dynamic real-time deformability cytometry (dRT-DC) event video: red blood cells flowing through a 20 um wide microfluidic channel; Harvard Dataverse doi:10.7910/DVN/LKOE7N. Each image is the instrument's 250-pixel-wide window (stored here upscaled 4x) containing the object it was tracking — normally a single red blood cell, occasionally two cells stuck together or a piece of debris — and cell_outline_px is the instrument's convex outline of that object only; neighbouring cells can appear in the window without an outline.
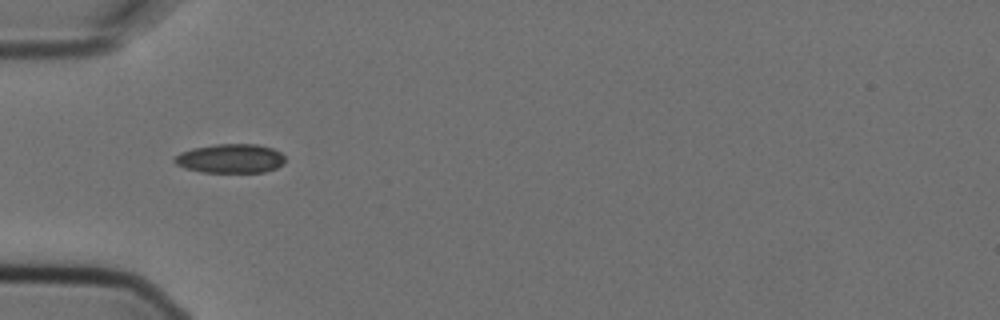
{"species": "Egyptian fruit bat (a non-hibernating species)", "species_latin": "Rousettus aegyptiacus", "temperature_condition": "cold", "stored_images_in_passage": 9, "camera_frame_rate_fps": 3000, "um_per_image_px": 0.085, "animal": {"sex": "female"}, "frame": {"image": 1, "passage_image": 3, "time_ms": 0.667, "image_size_px": [1000, 320], "cell_outline_px": [[284, 164], [276, 168], [264, 172], [204, 172], [184, 168], [176, 164], [172, 160], [180, 152], [192, 148], [216, 144], [256, 144], [272, 148], [280, 152], [284, 156]], "centroid_in_image_um": [19.58, 13.47], "position_along_channel_um": 65.4, "area_um2": 18.79}}
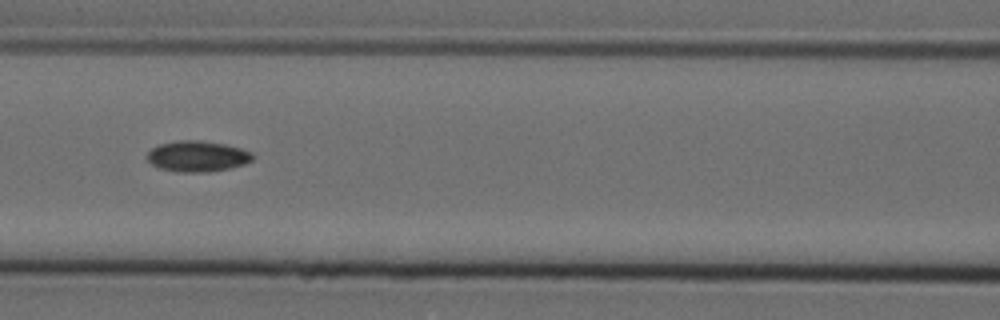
{"frame": {"image": 2, "passage_image": 5, "time_ms": 1.333, "image_size_px": [1000, 320], "cell_outline_px": [[256, 156], [252, 160], [244, 164], [228, 168], [208, 172], [176, 172], [160, 168], [152, 164], [148, 160], [148, 152], [152, 148], [160, 144], [180, 140], [200, 140], [224, 144], [240, 148], [252, 152]], "centroid_in_image_um": [16.8, 13.28], "position_along_channel_um": 149.8, "area_um2": 18.9}}
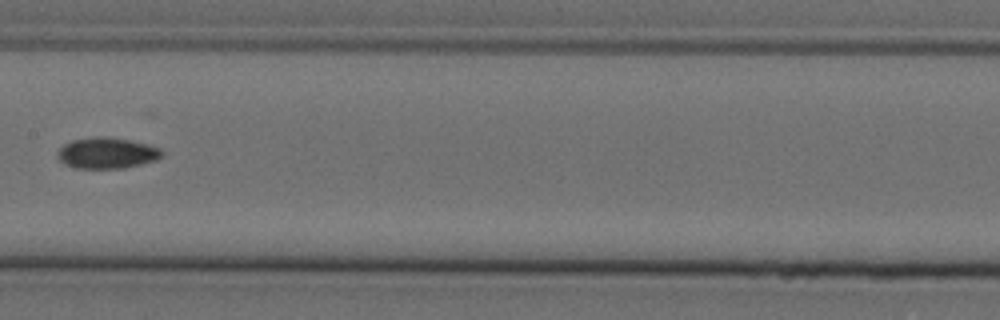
{"frame": {"image": 3, "passage_image": 6, "time_ms": 1.667, "image_size_px": [1000, 320], "cell_outline_px": [[164, 152], [156, 160], [124, 168], [76, 168], [64, 164], [56, 156], [56, 152], [64, 144], [72, 140], [96, 136], [108, 136], [148, 144], [160, 148]], "centroid_in_image_um": [9.06, 13.0], "position_along_channel_um": 198.3, "area_um2": 18.9}}